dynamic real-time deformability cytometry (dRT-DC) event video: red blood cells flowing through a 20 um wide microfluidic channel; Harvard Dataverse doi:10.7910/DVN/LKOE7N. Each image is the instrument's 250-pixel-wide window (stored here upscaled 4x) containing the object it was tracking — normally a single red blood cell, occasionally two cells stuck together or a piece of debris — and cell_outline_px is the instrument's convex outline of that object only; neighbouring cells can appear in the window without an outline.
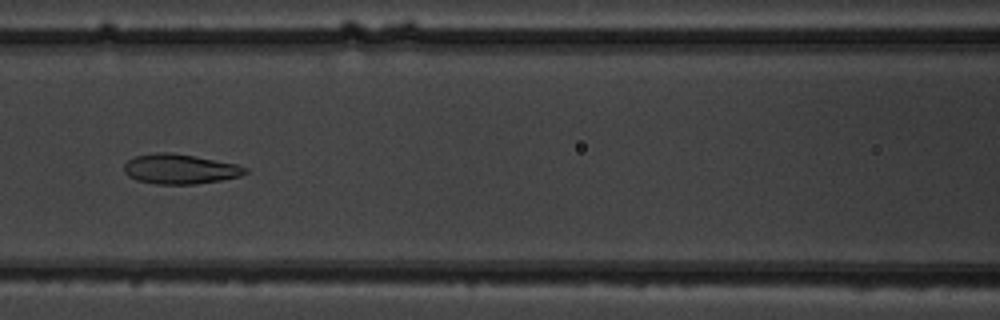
{"species": "common noctule bat (a hibernating species)", "species_latin": "Nyctalus noctula", "temperature_condition": "warm", "stored_images_in_passage": 8, "camera_frame_rate_fps": 3000, "um_per_image_px": 0.085, "animal": {"sex": "male", "body_mass_g": 19.5, "forearm_length_mm": 54.6}, "frame": {"image": 1, "passage_image": 7, "time_ms": 6.667, "image_size_px": [1000, 320], "cell_outline_px": [[248, 172], [240, 176], [220, 180], [196, 184], [156, 184], [136, 180], [128, 176], [124, 172], [124, 164], [128, 160], [136, 156], [156, 152], [172, 152], [236, 164], [248, 168]], "centroid_in_image_um": [15.28, 14.37], "position_along_channel_um": 151.3, "area_um2": 21.04}}
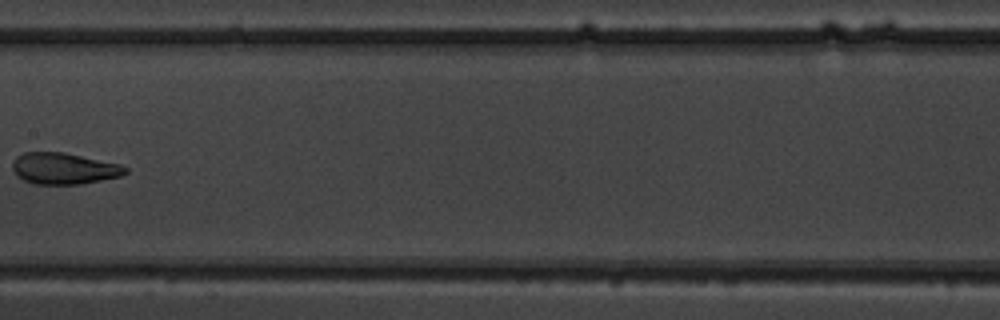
{"frame": {"image": 2, "passage_image": 8, "time_ms": 8.0, "image_size_px": [1000, 320], "cell_outline_px": [[128, 172], [120, 176], [80, 184], [36, 184], [24, 180], [16, 176], [12, 168], [12, 160], [16, 156], [24, 152], [64, 152], [120, 164], [128, 168]], "centroid_in_image_um": [5.4, 14.31], "position_along_channel_um": 202.0, "area_um2": 20.69}}